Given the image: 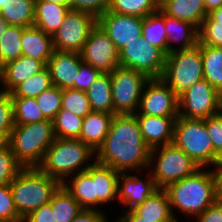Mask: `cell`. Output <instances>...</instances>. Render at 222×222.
Here are the masks:
<instances>
[{"label":"cell","mask_w":222,"mask_h":222,"mask_svg":"<svg viewBox=\"0 0 222 222\" xmlns=\"http://www.w3.org/2000/svg\"><path fill=\"white\" fill-rule=\"evenodd\" d=\"M95 181V195H97L98 205H104L117 200L118 177L120 172L111 167L102 165L96 161L85 170Z\"/></svg>","instance_id":"19"},{"label":"cell","mask_w":222,"mask_h":222,"mask_svg":"<svg viewBox=\"0 0 222 222\" xmlns=\"http://www.w3.org/2000/svg\"><path fill=\"white\" fill-rule=\"evenodd\" d=\"M161 79L178 97L204 79L201 44L168 53Z\"/></svg>","instance_id":"7"},{"label":"cell","mask_w":222,"mask_h":222,"mask_svg":"<svg viewBox=\"0 0 222 222\" xmlns=\"http://www.w3.org/2000/svg\"><path fill=\"white\" fill-rule=\"evenodd\" d=\"M10 147V133H0V151Z\"/></svg>","instance_id":"54"},{"label":"cell","mask_w":222,"mask_h":222,"mask_svg":"<svg viewBox=\"0 0 222 222\" xmlns=\"http://www.w3.org/2000/svg\"><path fill=\"white\" fill-rule=\"evenodd\" d=\"M91 110L114 115L110 73H101L86 91Z\"/></svg>","instance_id":"29"},{"label":"cell","mask_w":222,"mask_h":222,"mask_svg":"<svg viewBox=\"0 0 222 222\" xmlns=\"http://www.w3.org/2000/svg\"><path fill=\"white\" fill-rule=\"evenodd\" d=\"M83 124V118L61 109L53 120L54 134L56 138L78 139Z\"/></svg>","instance_id":"36"},{"label":"cell","mask_w":222,"mask_h":222,"mask_svg":"<svg viewBox=\"0 0 222 222\" xmlns=\"http://www.w3.org/2000/svg\"><path fill=\"white\" fill-rule=\"evenodd\" d=\"M70 9L86 11L96 17L106 12L110 5V0H69Z\"/></svg>","instance_id":"45"},{"label":"cell","mask_w":222,"mask_h":222,"mask_svg":"<svg viewBox=\"0 0 222 222\" xmlns=\"http://www.w3.org/2000/svg\"><path fill=\"white\" fill-rule=\"evenodd\" d=\"M204 79L222 95V47L201 45Z\"/></svg>","instance_id":"31"},{"label":"cell","mask_w":222,"mask_h":222,"mask_svg":"<svg viewBox=\"0 0 222 222\" xmlns=\"http://www.w3.org/2000/svg\"><path fill=\"white\" fill-rule=\"evenodd\" d=\"M143 180L138 176L120 173L118 177L117 200L132 210L142 204L148 197L158 190L152 174Z\"/></svg>","instance_id":"17"},{"label":"cell","mask_w":222,"mask_h":222,"mask_svg":"<svg viewBox=\"0 0 222 222\" xmlns=\"http://www.w3.org/2000/svg\"><path fill=\"white\" fill-rule=\"evenodd\" d=\"M99 209H82L71 222H108L106 214Z\"/></svg>","instance_id":"49"},{"label":"cell","mask_w":222,"mask_h":222,"mask_svg":"<svg viewBox=\"0 0 222 222\" xmlns=\"http://www.w3.org/2000/svg\"><path fill=\"white\" fill-rule=\"evenodd\" d=\"M159 0H110L107 11L145 18L159 10Z\"/></svg>","instance_id":"34"},{"label":"cell","mask_w":222,"mask_h":222,"mask_svg":"<svg viewBox=\"0 0 222 222\" xmlns=\"http://www.w3.org/2000/svg\"><path fill=\"white\" fill-rule=\"evenodd\" d=\"M56 139L52 120L15 125L10 133V147L24 167H38Z\"/></svg>","instance_id":"5"},{"label":"cell","mask_w":222,"mask_h":222,"mask_svg":"<svg viewBox=\"0 0 222 222\" xmlns=\"http://www.w3.org/2000/svg\"><path fill=\"white\" fill-rule=\"evenodd\" d=\"M173 144L182 149L200 168H211L220 159L214 152L205 119L178 116L174 126Z\"/></svg>","instance_id":"6"},{"label":"cell","mask_w":222,"mask_h":222,"mask_svg":"<svg viewBox=\"0 0 222 222\" xmlns=\"http://www.w3.org/2000/svg\"><path fill=\"white\" fill-rule=\"evenodd\" d=\"M123 215L115 220L116 222H154L148 220H142V217L137 216L132 210H126Z\"/></svg>","instance_id":"51"},{"label":"cell","mask_w":222,"mask_h":222,"mask_svg":"<svg viewBox=\"0 0 222 222\" xmlns=\"http://www.w3.org/2000/svg\"><path fill=\"white\" fill-rule=\"evenodd\" d=\"M101 72L90 64L81 61L80 71L77 76V90L88 91L91 84L100 76Z\"/></svg>","instance_id":"46"},{"label":"cell","mask_w":222,"mask_h":222,"mask_svg":"<svg viewBox=\"0 0 222 222\" xmlns=\"http://www.w3.org/2000/svg\"><path fill=\"white\" fill-rule=\"evenodd\" d=\"M213 166L212 173L215 180V195L216 199L222 202V158H220Z\"/></svg>","instance_id":"50"},{"label":"cell","mask_w":222,"mask_h":222,"mask_svg":"<svg viewBox=\"0 0 222 222\" xmlns=\"http://www.w3.org/2000/svg\"><path fill=\"white\" fill-rule=\"evenodd\" d=\"M94 156L95 151L80 139L56 138L38 168L63 184L69 177L89 168Z\"/></svg>","instance_id":"3"},{"label":"cell","mask_w":222,"mask_h":222,"mask_svg":"<svg viewBox=\"0 0 222 222\" xmlns=\"http://www.w3.org/2000/svg\"><path fill=\"white\" fill-rule=\"evenodd\" d=\"M36 0H5L0 7V15L9 25L32 27L35 18Z\"/></svg>","instance_id":"27"},{"label":"cell","mask_w":222,"mask_h":222,"mask_svg":"<svg viewBox=\"0 0 222 222\" xmlns=\"http://www.w3.org/2000/svg\"><path fill=\"white\" fill-rule=\"evenodd\" d=\"M213 22L222 25V7L212 10L207 15Z\"/></svg>","instance_id":"53"},{"label":"cell","mask_w":222,"mask_h":222,"mask_svg":"<svg viewBox=\"0 0 222 222\" xmlns=\"http://www.w3.org/2000/svg\"><path fill=\"white\" fill-rule=\"evenodd\" d=\"M159 9L165 15L190 22L197 28L208 15L203 0H160Z\"/></svg>","instance_id":"24"},{"label":"cell","mask_w":222,"mask_h":222,"mask_svg":"<svg viewBox=\"0 0 222 222\" xmlns=\"http://www.w3.org/2000/svg\"><path fill=\"white\" fill-rule=\"evenodd\" d=\"M178 100V116L187 119H207L222 110V95L205 79L182 93Z\"/></svg>","instance_id":"10"},{"label":"cell","mask_w":222,"mask_h":222,"mask_svg":"<svg viewBox=\"0 0 222 222\" xmlns=\"http://www.w3.org/2000/svg\"><path fill=\"white\" fill-rule=\"evenodd\" d=\"M73 176H71L72 180L70 179L68 182L65 181L63 183L64 187L83 209H96L97 195H95V181L92 180V177L86 171L76 173Z\"/></svg>","instance_id":"28"},{"label":"cell","mask_w":222,"mask_h":222,"mask_svg":"<svg viewBox=\"0 0 222 222\" xmlns=\"http://www.w3.org/2000/svg\"><path fill=\"white\" fill-rule=\"evenodd\" d=\"M150 150L142 137L136 116L115 114L94 160L120 173L139 171L141 168L148 170Z\"/></svg>","instance_id":"1"},{"label":"cell","mask_w":222,"mask_h":222,"mask_svg":"<svg viewBox=\"0 0 222 222\" xmlns=\"http://www.w3.org/2000/svg\"><path fill=\"white\" fill-rule=\"evenodd\" d=\"M164 25V13L157 12L146 16L143 20V38L151 45L160 48L167 55V35Z\"/></svg>","instance_id":"32"},{"label":"cell","mask_w":222,"mask_h":222,"mask_svg":"<svg viewBox=\"0 0 222 222\" xmlns=\"http://www.w3.org/2000/svg\"><path fill=\"white\" fill-rule=\"evenodd\" d=\"M79 53L83 62L101 73H111L120 66L118 48L98 24L90 31Z\"/></svg>","instance_id":"14"},{"label":"cell","mask_w":222,"mask_h":222,"mask_svg":"<svg viewBox=\"0 0 222 222\" xmlns=\"http://www.w3.org/2000/svg\"><path fill=\"white\" fill-rule=\"evenodd\" d=\"M14 126V108L11 94L0 91V133H11Z\"/></svg>","instance_id":"43"},{"label":"cell","mask_w":222,"mask_h":222,"mask_svg":"<svg viewBox=\"0 0 222 222\" xmlns=\"http://www.w3.org/2000/svg\"><path fill=\"white\" fill-rule=\"evenodd\" d=\"M9 26L8 22L0 15V38Z\"/></svg>","instance_id":"55"},{"label":"cell","mask_w":222,"mask_h":222,"mask_svg":"<svg viewBox=\"0 0 222 222\" xmlns=\"http://www.w3.org/2000/svg\"><path fill=\"white\" fill-rule=\"evenodd\" d=\"M205 125L211 138L214 152L222 158V113L219 112L205 119Z\"/></svg>","instance_id":"44"},{"label":"cell","mask_w":222,"mask_h":222,"mask_svg":"<svg viewBox=\"0 0 222 222\" xmlns=\"http://www.w3.org/2000/svg\"><path fill=\"white\" fill-rule=\"evenodd\" d=\"M47 2H53L61 5H70L69 0H44Z\"/></svg>","instance_id":"56"},{"label":"cell","mask_w":222,"mask_h":222,"mask_svg":"<svg viewBox=\"0 0 222 222\" xmlns=\"http://www.w3.org/2000/svg\"><path fill=\"white\" fill-rule=\"evenodd\" d=\"M97 17L86 11L69 9L59 29L52 35L56 51L80 52Z\"/></svg>","instance_id":"11"},{"label":"cell","mask_w":222,"mask_h":222,"mask_svg":"<svg viewBox=\"0 0 222 222\" xmlns=\"http://www.w3.org/2000/svg\"><path fill=\"white\" fill-rule=\"evenodd\" d=\"M164 190L168 195L174 218L175 208L187 214L189 218L197 217L217 200L212 170L206 168H199L192 175L169 184Z\"/></svg>","instance_id":"2"},{"label":"cell","mask_w":222,"mask_h":222,"mask_svg":"<svg viewBox=\"0 0 222 222\" xmlns=\"http://www.w3.org/2000/svg\"><path fill=\"white\" fill-rule=\"evenodd\" d=\"M52 86L49 69L45 67L39 73L21 82L10 94L12 98H36Z\"/></svg>","instance_id":"33"},{"label":"cell","mask_w":222,"mask_h":222,"mask_svg":"<svg viewBox=\"0 0 222 222\" xmlns=\"http://www.w3.org/2000/svg\"><path fill=\"white\" fill-rule=\"evenodd\" d=\"M203 1L207 14L212 10L222 7V0H203Z\"/></svg>","instance_id":"52"},{"label":"cell","mask_w":222,"mask_h":222,"mask_svg":"<svg viewBox=\"0 0 222 222\" xmlns=\"http://www.w3.org/2000/svg\"><path fill=\"white\" fill-rule=\"evenodd\" d=\"M23 222H56L50 203L44 204L32 211Z\"/></svg>","instance_id":"47"},{"label":"cell","mask_w":222,"mask_h":222,"mask_svg":"<svg viewBox=\"0 0 222 222\" xmlns=\"http://www.w3.org/2000/svg\"><path fill=\"white\" fill-rule=\"evenodd\" d=\"M61 109L82 118L92 111L86 92L72 88L62 89Z\"/></svg>","instance_id":"38"},{"label":"cell","mask_w":222,"mask_h":222,"mask_svg":"<svg viewBox=\"0 0 222 222\" xmlns=\"http://www.w3.org/2000/svg\"><path fill=\"white\" fill-rule=\"evenodd\" d=\"M165 59L166 54L149 44L143 36L119 51L120 66L141 72L149 79L162 77Z\"/></svg>","instance_id":"12"},{"label":"cell","mask_w":222,"mask_h":222,"mask_svg":"<svg viewBox=\"0 0 222 222\" xmlns=\"http://www.w3.org/2000/svg\"><path fill=\"white\" fill-rule=\"evenodd\" d=\"M61 183L38 167L23 168L10 183L15 208L24 219L32 211L50 202Z\"/></svg>","instance_id":"4"},{"label":"cell","mask_w":222,"mask_h":222,"mask_svg":"<svg viewBox=\"0 0 222 222\" xmlns=\"http://www.w3.org/2000/svg\"><path fill=\"white\" fill-rule=\"evenodd\" d=\"M198 44L222 47V25L213 22L207 16L198 28Z\"/></svg>","instance_id":"40"},{"label":"cell","mask_w":222,"mask_h":222,"mask_svg":"<svg viewBox=\"0 0 222 222\" xmlns=\"http://www.w3.org/2000/svg\"><path fill=\"white\" fill-rule=\"evenodd\" d=\"M22 55L41 61L45 66L54 51L52 35L32 26L21 36Z\"/></svg>","instance_id":"21"},{"label":"cell","mask_w":222,"mask_h":222,"mask_svg":"<svg viewBox=\"0 0 222 222\" xmlns=\"http://www.w3.org/2000/svg\"><path fill=\"white\" fill-rule=\"evenodd\" d=\"M25 28L9 25L0 38V62L4 65L22 55L21 36Z\"/></svg>","instance_id":"35"},{"label":"cell","mask_w":222,"mask_h":222,"mask_svg":"<svg viewBox=\"0 0 222 222\" xmlns=\"http://www.w3.org/2000/svg\"><path fill=\"white\" fill-rule=\"evenodd\" d=\"M3 69L4 65L0 62V84L3 82Z\"/></svg>","instance_id":"57"},{"label":"cell","mask_w":222,"mask_h":222,"mask_svg":"<svg viewBox=\"0 0 222 222\" xmlns=\"http://www.w3.org/2000/svg\"><path fill=\"white\" fill-rule=\"evenodd\" d=\"M37 103L43 116L48 120H54L61 110L62 89L52 86L36 97Z\"/></svg>","instance_id":"39"},{"label":"cell","mask_w":222,"mask_h":222,"mask_svg":"<svg viewBox=\"0 0 222 222\" xmlns=\"http://www.w3.org/2000/svg\"><path fill=\"white\" fill-rule=\"evenodd\" d=\"M69 9L70 5L36 0L33 26L53 35L59 29Z\"/></svg>","instance_id":"26"},{"label":"cell","mask_w":222,"mask_h":222,"mask_svg":"<svg viewBox=\"0 0 222 222\" xmlns=\"http://www.w3.org/2000/svg\"><path fill=\"white\" fill-rule=\"evenodd\" d=\"M115 114H136L149 78L136 70L118 66L110 73Z\"/></svg>","instance_id":"9"},{"label":"cell","mask_w":222,"mask_h":222,"mask_svg":"<svg viewBox=\"0 0 222 222\" xmlns=\"http://www.w3.org/2000/svg\"><path fill=\"white\" fill-rule=\"evenodd\" d=\"M144 18L106 11L97 17V24L120 51L143 33Z\"/></svg>","instance_id":"15"},{"label":"cell","mask_w":222,"mask_h":222,"mask_svg":"<svg viewBox=\"0 0 222 222\" xmlns=\"http://www.w3.org/2000/svg\"><path fill=\"white\" fill-rule=\"evenodd\" d=\"M15 125L30 124L46 120L36 98H12Z\"/></svg>","instance_id":"37"},{"label":"cell","mask_w":222,"mask_h":222,"mask_svg":"<svg viewBox=\"0 0 222 222\" xmlns=\"http://www.w3.org/2000/svg\"><path fill=\"white\" fill-rule=\"evenodd\" d=\"M146 145L156 148L173 143L177 117L135 115Z\"/></svg>","instance_id":"18"},{"label":"cell","mask_w":222,"mask_h":222,"mask_svg":"<svg viewBox=\"0 0 222 222\" xmlns=\"http://www.w3.org/2000/svg\"><path fill=\"white\" fill-rule=\"evenodd\" d=\"M5 0H0V7L3 5V2H4Z\"/></svg>","instance_id":"58"},{"label":"cell","mask_w":222,"mask_h":222,"mask_svg":"<svg viewBox=\"0 0 222 222\" xmlns=\"http://www.w3.org/2000/svg\"><path fill=\"white\" fill-rule=\"evenodd\" d=\"M178 104V96L161 78H151L143 88L139 108L134 115L178 117Z\"/></svg>","instance_id":"13"},{"label":"cell","mask_w":222,"mask_h":222,"mask_svg":"<svg viewBox=\"0 0 222 222\" xmlns=\"http://www.w3.org/2000/svg\"><path fill=\"white\" fill-rule=\"evenodd\" d=\"M82 59L79 52L54 50L47 62L53 86L77 90V76Z\"/></svg>","instance_id":"16"},{"label":"cell","mask_w":222,"mask_h":222,"mask_svg":"<svg viewBox=\"0 0 222 222\" xmlns=\"http://www.w3.org/2000/svg\"><path fill=\"white\" fill-rule=\"evenodd\" d=\"M142 220L154 222H178L177 217L174 218L169 198L164 189H158L142 204L132 209Z\"/></svg>","instance_id":"25"},{"label":"cell","mask_w":222,"mask_h":222,"mask_svg":"<svg viewBox=\"0 0 222 222\" xmlns=\"http://www.w3.org/2000/svg\"><path fill=\"white\" fill-rule=\"evenodd\" d=\"M23 168L11 147L0 151V185L10 184Z\"/></svg>","instance_id":"41"},{"label":"cell","mask_w":222,"mask_h":222,"mask_svg":"<svg viewBox=\"0 0 222 222\" xmlns=\"http://www.w3.org/2000/svg\"><path fill=\"white\" fill-rule=\"evenodd\" d=\"M45 67L41 61L24 55L4 64L3 89L1 91L10 93L21 82L31 78Z\"/></svg>","instance_id":"20"},{"label":"cell","mask_w":222,"mask_h":222,"mask_svg":"<svg viewBox=\"0 0 222 222\" xmlns=\"http://www.w3.org/2000/svg\"><path fill=\"white\" fill-rule=\"evenodd\" d=\"M114 115L105 112L91 111L83 118V124L78 139L87 144L93 151L103 144Z\"/></svg>","instance_id":"23"},{"label":"cell","mask_w":222,"mask_h":222,"mask_svg":"<svg viewBox=\"0 0 222 222\" xmlns=\"http://www.w3.org/2000/svg\"><path fill=\"white\" fill-rule=\"evenodd\" d=\"M167 35V54L178 49H190L198 44V28L190 22L172 18L164 14ZM177 42L179 47L172 45Z\"/></svg>","instance_id":"22"},{"label":"cell","mask_w":222,"mask_h":222,"mask_svg":"<svg viewBox=\"0 0 222 222\" xmlns=\"http://www.w3.org/2000/svg\"><path fill=\"white\" fill-rule=\"evenodd\" d=\"M149 159V168L156 164L154 171L150 170V172H152V178L158 189H164L169 184L192 175L200 168L182 149L177 148L173 143L151 149Z\"/></svg>","instance_id":"8"},{"label":"cell","mask_w":222,"mask_h":222,"mask_svg":"<svg viewBox=\"0 0 222 222\" xmlns=\"http://www.w3.org/2000/svg\"><path fill=\"white\" fill-rule=\"evenodd\" d=\"M0 222H23L15 208L10 184L0 185Z\"/></svg>","instance_id":"42"},{"label":"cell","mask_w":222,"mask_h":222,"mask_svg":"<svg viewBox=\"0 0 222 222\" xmlns=\"http://www.w3.org/2000/svg\"><path fill=\"white\" fill-rule=\"evenodd\" d=\"M49 203L56 222H71L83 209L63 184L54 192Z\"/></svg>","instance_id":"30"},{"label":"cell","mask_w":222,"mask_h":222,"mask_svg":"<svg viewBox=\"0 0 222 222\" xmlns=\"http://www.w3.org/2000/svg\"><path fill=\"white\" fill-rule=\"evenodd\" d=\"M197 218V222H222V202L216 200Z\"/></svg>","instance_id":"48"}]
</instances>
